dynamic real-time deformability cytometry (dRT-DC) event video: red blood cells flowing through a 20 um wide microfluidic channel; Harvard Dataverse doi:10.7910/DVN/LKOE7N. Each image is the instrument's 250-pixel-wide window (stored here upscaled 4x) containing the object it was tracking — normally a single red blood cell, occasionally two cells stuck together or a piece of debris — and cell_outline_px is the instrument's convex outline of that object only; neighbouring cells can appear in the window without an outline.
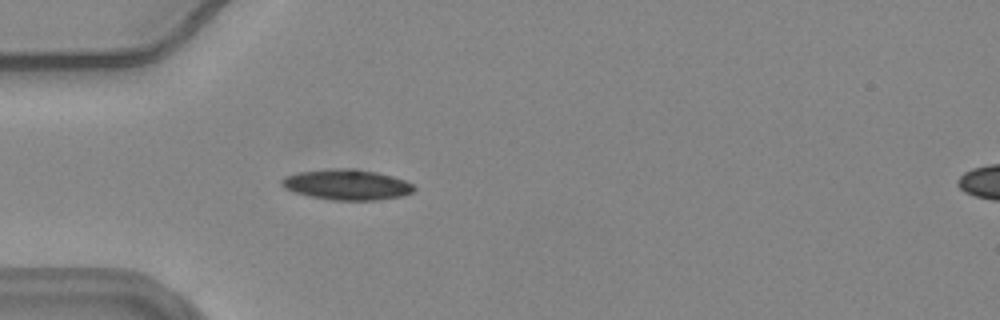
{"species": "common noctule bat (a hibernating species)", "species_latin": "Nyctalus noctula", "temperature_condition": "warm", "stored_images_in_passage": 44, "camera_frame_rate_fps": 3000, "um_per_image_px": 0.085, "animal": {"sex": "female", "body_mass_g": 24.6, "forearm_length_mm": 56.2}, "frame": {"image": 1, "passage_image": 5, "time_ms": 1.333, "image_size_px": [1000, 320], "cell_outline_px": [[416, 188], [412, 192], [400, 196], [376, 200], [336, 200], [312, 196], [296, 192], [284, 188], [280, 184], [280, 180], [284, 176], [300, 172], [340, 168], [356, 168], [376, 172], [392, 176], [404, 180], [412, 184]], "centroid_in_image_um": [29.48, 15.68], "position_along_channel_um": 55.5, "area_um2": 23.24}}
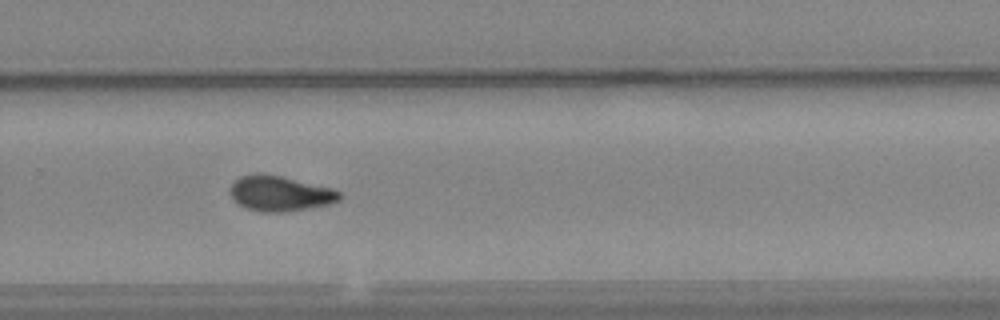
{"frame": {"image": 2, "passage_image": 26, "time_ms": 8.333, "image_size_px": [1000, 320], "cell_outline_px": [[340, 200], [332, 204], [284, 212], [260, 212], [248, 208], [240, 204], [232, 196], [232, 184], [240, 176], [256, 172], [260, 172], [280, 176], [332, 188], [340, 192]], "centroid_in_image_um": [23.83, 16.44], "position_along_channel_um": 306.0, "area_um2": 22.25}}
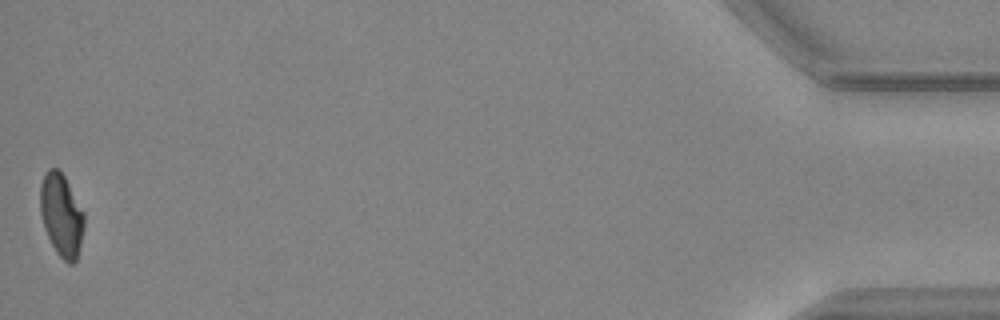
{"frame": {"image": 3, "passage_image": 44, "time_ms": 14.333, "image_size_px": [1000, 320], "cell_outline_px": [[84, 228], [76, 260], [72, 264], [68, 264], [56, 252], [44, 228], [40, 212], [40, 184], [44, 172], [48, 168], [56, 168], [64, 176], [84, 212]], "centroid_in_image_um": [5.21, 18.27], "position_along_channel_um": 430.0, "area_um2": 21.1}, "authors_computed_cell_mechanics": {"area_um2": 22.253, "velocity_mm_per_s": 3.6773, "shape_relaxation_time_tau1_ms": 8.2065, "shape_relaxation_time_tau2_ms": 6.0688, "deformation_change_tau1": 0.1794, "deformation_change_tau2": 0.1117}}